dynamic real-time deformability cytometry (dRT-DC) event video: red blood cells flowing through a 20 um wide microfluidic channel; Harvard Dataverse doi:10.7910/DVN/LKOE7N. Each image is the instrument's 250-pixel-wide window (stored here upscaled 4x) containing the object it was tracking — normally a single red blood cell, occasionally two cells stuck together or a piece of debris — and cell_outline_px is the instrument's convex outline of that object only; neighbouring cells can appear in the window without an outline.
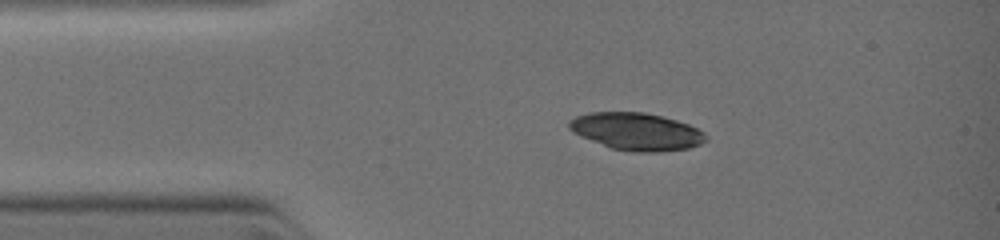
{"species": "common noctule bat (a hibernating species)", "species_latin": "Nyctalus noctula", "temperature_condition": "warm", "stored_images_in_passage": 22, "camera_frame_rate_fps": 3000, "um_per_image_px": 0.085, "animal": {"sex": "female", "body_mass_g": 19.0, "forearm_length_mm": 51.5}, "frame": {"image": 1, "passage_image": 12, "time_ms": 2.0, "image_size_px": [1000, 240], "cell_outline_px": [[708, 140], [700, 144], [688, 148], [652, 152], [644, 152], [612, 148], [584, 136], [568, 128], [568, 120], [576, 116], [588, 112], [644, 112], [664, 116], [688, 124], [704, 132], [708, 136]], "centroid_in_image_um": [54.15, 11.15], "position_along_channel_um": 30.9, "area_um2": 29.36}}